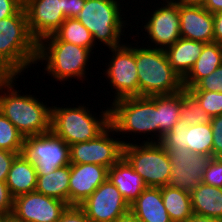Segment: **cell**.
Returning <instances> with one entry per match:
<instances>
[{
    "label": "cell",
    "mask_w": 222,
    "mask_h": 222,
    "mask_svg": "<svg viewBox=\"0 0 222 222\" xmlns=\"http://www.w3.org/2000/svg\"><path fill=\"white\" fill-rule=\"evenodd\" d=\"M18 78L19 76H0V112L24 138L49 132L51 106L43 102L44 97L41 101L36 95L22 94L16 86Z\"/></svg>",
    "instance_id": "cell-1"
},
{
    "label": "cell",
    "mask_w": 222,
    "mask_h": 222,
    "mask_svg": "<svg viewBox=\"0 0 222 222\" xmlns=\"http://www.w3.org/2000/svg\"><path fill=\"white\" fill-rule=\"evenodd\" d=\"M109 103L110 125L117 136L122 135L120 139L124 145L130 144L133 140L131 143H139L138 141L143 139L147 140H143L141 143H159L158 96L126 97L112 103L109 101ZM127 133L129 136L126 135ZM138 135L141 137L143 135V137L140 138ZM148 135L151 136L148 137ZM129 138L132 140L129 141Z\"/></svg>",
    "instance_id": "cell-2"
},
{
    "label": "cell",
    "mask_w": 222,
    "mask_h": 222,
    "mask_svg": "<svg viewBox=\"0 0 222 222\" xmlns=\"http://www.w3.org/2000/svg\"><path fill=\"white\" fill-rule=\"evenodd\" d=\"M37 46L38 42L28 28L24 6L16 14L1 19L0 76H23L24 72L31 69L32 64L35 69Z\"/></svg>",
    "instance_id": "cell-3"
},
{
    "label": "cell",
    "mask_w": 222,
    "mask_h": 222,
    "mask_svg": "<svg viewBox=\"0 0 222 222\" xmlns=\"http://www.w3.org/2000/svg\"><path fill=\"white\" fill-rule=\"evenodd\" d=\"M93 52L73 43L61 41L55 34L44 37L38 42L37 46V63L45 66L42 68L44 76L52 77L55 80L65 84L72 79H77L84 83L89 70V63L92 61ZM40 62V63H39ZM88 67V68H87ZM84 79V80H83Z\"/></svg>",
    "instance_id": "cell-4"
},
{
    "label": "cell",
    "mask_w": 222,
    "mask_h": 222,
    "mask_svg": "<svg viewBox=\"0 0 222 222\" xmlns=\"http://www.w3.org/2000/svg\"><path fill=\"white\" fill-rule=\"evenodd\" d=\"M134 41L139 96L173 95L181 92L184 89L183 80L170 65L165 50Z\"/></svg>",
    "instance_id": "cell-5"
},
{
    "label": "cell",
    "mask_w": 222,
    "mask_h": 222,
    "mask_svg": "<svg viewBox=\"0 0 222 222\" xmlns=\"http://www.w3.org/2000/svg\"><path fill=\"white\" fill-rule=\"evenodd\" d=\"M123 4L119 0H85V5L76 19L90 31L96 45L101 42L98 46L103 43L107 49L118 47L127 41L123 39L129 32L127 26L131 27V32L133 27L130 20L126 19L127 15L123 14L126 9L122 7L125 6Z\"/></svg>",
    "instance_id": "cell-6"
},
{
    "label": "cell",
    "mask_w": 222,
    "mask_h": 222,
    "mask_svg": "<svg viewBox=\"0 0 222 222\" xmlns=\"http://www.w3.org/2000/svg\"><path fill=\"white\" fill-rule=\"evenodd\" d=\"M65 103L66 107L65 104L51 106V131L69 146L96 138L110 125L109 107L101 108V114L97 115L85 103L76 107Z\"/></svg>",
    "instance_id": "cell-7"
},
{
    "label": "cell",
    "mask_w": 222,
    "mask_h": 222,
    "mask_svg": "<svg viewBox=\"0 0 222 222\" xmlns=\"http://www.w3.org/2000/svg\"><path fill=\"white\" fill-rule=\"evenodd\" d=\"M123 157L142 177L147 187L167 186L172 165L167 150L160 143L124 145Z\"/></svg>",
    "instance_id": "cell-8"
},
{
    "label": "cell",
    "mask_w": 222,
    "mask_h": 222,
    "mask_svg": "<svg viewBox=\"0 0 222 222\" xmlns=\"http://www.w3.org/2000/svg\"><path fill=\"white\" fill-rule=\"evenodd\" d=\"M157 1L161 4V6L158 3L156 4L157 6L151 5L153 6L151 7L153 8V11H148L147 13H145L148 17L146 16L140 18L146 19L141 20L144 25L142 24L141 26H138V23L136 21L137 18H135V24H137V29L138 27H142L141 29H138L139 31L141 30L140 32L144 34H142V36H145L141 37L144 38L142 40V44L149 43L148 45H145L156 49L166 50L168 47L173 45L178 39L181 38L179 2L175 0H162L163 2H159V0ZM143 30L146 33L143 32ZM145 39L147 42L145 41Z\"/></svg>",
    "instance_id": "cell-9"
},
{
    "label": "cell",
    "mask_w": 222,
    "mask_h": 222,
    "mask_svg": "<svg viewBox=\"0 0 222 222\" xmlns=\"http://www.w3.org/2000/svg\"><path fill=\"white\" fill-rule=\"evenodd\" d=\"M128 43V44H127ZM123 43L121 46L109 48L112 54L103 69L111 92L114 93V102L121 98L139 96V80L136 67L135 42ZM111 59V60H110ZM115 90V91H113Z\"/></svg>",
    "instance_id": "cell-10"
},
{
    "label": "cell",
    "mask_w": 222,
    "mask_h": 222,
    "mask_svg": "<svg viewBox=\"0 0 222 222\" xmlns=\"http://www.w3.org/2000/svg\"><path fill=\"white\" fill-rule=\"evenodd\" d=\"M20 154L34 165L37 175L50 174L70 164L69 145L51 130L25 137Z\"/></svg>",
    "instance_id": "cell-11"
},
{
    "label": "cell",
    "mask_w": 222,
    "mask_h": 222,
    "mask_svg": "<svg viewBox=\"0 0 222 222\" xmlns=\"http://www.w3.org/2000/svg\"><path fill=\"white\" fill-rule=\"evenodd\" d=\"M109 125L96 138L70 145V163L97 164L108 169L123 157L124 144ZM115 138H114V137Z\"/></svg>",
    "instance_id": "cell-12"
},
{
    "label": "cell",
    "mask_w": 222,
    "mask_h": 222,
    "mask_svg": "<svg viewBox=\"0 0 222 222\" xmlns=\"http://www.w3.org/2000/svg\"><path fill=\"white\" fill-rule=\"evenodd\" d=\"M172 165L167 186L192 192L203 181L204 171L213 156L192 153L189 149L165 148Z\"/></svg>",
    "instance_id": "cell-13"
},
{
    "label": "cell",
    "mask_w": 222,
    "mask_h": 222,
    "mask_svg": "<svg viewBox=\"0 0 222 222\" xmlns=\"http://www.w3.org/2000/svg\"><path fill=\"white\" fill-rule=\"evenodd\" d=\"M91 222H114L130 210V205L118 188L107 178L80 205Z\"/></svg>",
    "instance_id": "cell-14"
},
{
    "label": "cell",
    "mask_w": 222,
    "mask_h": 222,
    "mask_svg": "<svg viewBox=\"0 0 222 222\" xmlns=\"http://www.w3.org/2000/svg\"><path fill=\"white\" fill-rule=\"evenodd\" d=\"M68 206L34 191L14 198L12 215L21 222H57Z\"/></svg>",
    "instance_id": "cell-15"
},
{
    "label": "cell",
    "mask_w": 222,
    "mask_h": 222,
    "mask_svg": "<svg viewBox=\"0 0 222 222\" xmlns=\"http://www.w3.org/2000/svg\"><path fill=\"white\" fill-rule=\"evenodd\" d=\"M159 143L164 148H184L192 153L212 156L211 123L189 126L179 119L175 126L162 136Z\"/></svg>",
    "instance_id": "cell-16"
},
{
    "label": "cell",
    "mask_w": 222,
    "mask_h": 222,
    "mask_svg": "<svg viewBox=\"0 0 222 222\" xmlns=\"http://www.w3.org/2000/svg\"><path fill=\"white\" fill-rule=\"evenodd\" d=\"M30 34L39 42L54 34L65 21L63 0H24Z\"/></svg>",
    "instance_id": "cell-17"
},
{
    "label": "cell",
    "mask_w": 222,
    "mask_h": 222,
    "mask_svg": "<svg viewBox=\"0 0 222 222\" xmlns=\"http://www.w3.org/2000/svg\"><path fill=\"white\" fill-rule=\"evenodd\" d=\"M69 206H80L108 178V168L97 164H72Z\"/></svg>",
    "instance_id": "cell-18"
},
{
    "label": "cell",
    "mask_w": 222,
    "mask_h": 222,
    "mask_svg": "<svg viewBox=\"0 0 222 222\" xmlns=\"http://www.w3.org/2000/svg\"><path fill=\"white\" fill-rule=\"evenodd\" d=\"M179 19L182 38L203 43L214 42L213 14L202 5L179 3Z\"/></svg>",
    "instance_id": "cell-19"
},
{
    "label": "cell",
    "mask_w": 222,
    "mask_h": 222,
    "mask_svg": "<svg viewBox=\"0 0 222 222\" xmlns=\"http://www.w3.org/2000/svg\"><path fill=\"white\" fill-rule=\"evenodd\" d=\"M108 179L118 188L129 205L147 187L142 177L134 171L124 157L108 169Z\"/></svg>",
    "instance_id": "cell-20"
},
{
    "label": "cell",
    "mask_w": 222,
    "mask_h": 222,
    "mask_svg": "<svg viewBox=\"0 0 222 222\" xmlns=\"http://www.w3.org/2000/svg\"><path fill=\"white\" fill-rule=\"evenodd\" d=\"M130 210L141 222H172L164 207L161 187H146L130 204Z\"/></svg>",
    "instance_id": "cell-21"
},
{
    "label": "cell",
    "mask_w": 222,
    "mask_h": 222,
    "mask_svg": "<svg viewBox=\"0 0 222 222\" xmlns=\"http://www.w3.org/2000/svg\"><path fill=\"white\" fill-rule=\"evenodd\" d=\"M203 42L180 38L165 52L175 72L182 78L188 75L204 47Z\"/></svg>",
    "instance_id": "cell-22"
},
{
    "label": "cell",
    "mask_w": 222,
    "mask_h": 222,
    "mask_svg": "<svg viewBox=\"0 0 222 222\" xmlns=\"http://www.w3.org/2000/svg\"><path fill=\"white\" fill-rule=\"evenodd\" d=\"M6 184L13 198L34 192L37 186V172L34 165L18 154L12 162Z\"/></svg>",
    "instance_id": "cell-23"
},
{
    "label": "cell",
    "mask_w": 222,
    "mask_h": 222,
    "mask_svg": "<svg viewBox=\"0 0 222 222\" xmlns=\"http://www.w3.org/2000/svg\"><path fill=\"white\" fill-rule=\"evenodd\" d=\"M222 64V45L217 42L205 43L201 55L183 79L185 90L194 87L202 78L207 77Z\"/></svg>",
    "instance_id": "cell-24"
},
{
    "label": "cell",
    "mask_w": 222,
    "mask_h": 222,
    "mask_svg": "<svg viewBox=\"0 0 222 222\" xmlns=\"http://www.w3.org/2000/svg\"><path fill=\"white\" fill-rule=\"evenodd\" d=\"M194 214L222 220V188L201 183L190 192Z\"/></svg>",
    "instance_id": "cell-25"
},
{
    "label": "cell",
    "mask_w": 222,
    "mask_h": 222,
    "mask_svg": "<svg viewBox=\"0 0 222 222\" xmlns=\"http://www.w3.org/2000/svg\"><path fill=\"white\" fill-rule=\"evenodd\" d=\"M70 164L46 175H37L36 192L59 199L69 205Z\"/></svg>",
    "instance_id": "cell-26"
},
{
    "label": "cell",
    "mask_w": 222,
    "mask_h": 222,
    "mask_svg": "<svg viewBox=\"0 0 222 222\" xmlns=\"http://www.w3.org/2000/svg\"><path fill=\"white\" fill-rule=\"evenodd\" d=\"M164 207L172 222H186L193 214L190 193L172 188L161 187Z\"/></svg>",
    "instance_id": "cell-27"
},
{
    "label": "cell",
    "mask_w": 222,
    "mask_h": 222,
    "mask_svg": "<svg viewBox=\"0 0 222 222\" xmlns=\"http://www.w3.org/2000/svg\"><path fill=\"white\" fill-rule=\"evenodd\" d=\"M182 91L173 95L158 96L159 141L180 119Z\"/></svg>",
    "instance_id": "cell-28"
},
{
    "label": "cell",
    "mask_w": 222,
    "mask_h": 222,
    "mask_svg": "<svg viewBox=\"0 0 222 222\" xmlns=\"http://www.w3.org/2000/svg\"><path fill=\"white\" fill-rule=\"evenodd\" d=\"M54 34L61 41L88 48L93 51V53L95 52L94 48L98 47L96 46L90 31L76 18L65 19Z\"/></svg>",
    "instance_id": "cell-29"
},
{
    "label": "cell",
    "mask_w": 222,
    "mask_h": 222,
    "mask_svg": "<svg viewBox=\"0 0 222 222\" xmlns=\"http://www.w3.org/2000/svg\"><path fill=\"white\" fill-rule=\"evenodd\" d=\"M180 119L189 126L211 122V116L201 108L197 99L185 89L182 90Z\"/></svg>",
    "instance_id": "cell-30"
},
{
    "label": "cell",
    "mask_w": 222,
    "mask_h": 222,
    "mask_svg": "<svg viewBox=\"0 0 222 222\" xmlns=\"http://www.w3.org/2000/svg\"><path fill=\"white\" fill-rule=\"evenodd\" d=\"M24 137L19 130L0 112V149L20 154Z\"/></svg>",
    "instance_id": "cell-31"
},
{
    "label": "cell",
    "mask_w": 222,
    "mask_h": 222,
    "mask_svg": "<svg viewBox=\"0 0 222 222\" xmlns=\"http://www.w3.org/2000/svg\"><path fill=\"white\" fill-rule=\"evenodd\" d=\"M201 108L211 117L222 114V93L204 90H188Z\"/></svg>",
    "instance_id": "cell-32"
},
{
    "label": "cell",
    "mask_w": 222,
    "mask_h": 222,
    "mask_svg": "<svg viewBox=\"0 0 222 222\" xmlns=\"http://www.w3.org/2000/svg\"><path fill=\"white\" fill-rule=\"evenodd\" d=\"M203 183L222 188V158L212 157L204 171Z\"/></svg>",
    "instance_id": "cell-33"
},
{
    "label": "cell",
    "mask_w": 222,
    "mask_h": 222,
    "mask_svg": "<svg viewBox=\"0 0 222 222\" xmlns=\"http://www.w3.org/2000/svg\"><path fill=\"white\" fill-rule=\"evenodd\" d=\"M187 90H204L222 93V64L207 77L202 78L194 87Z\"/></svg>",
    "instance_id": "cell-34"
},
{
    "label": "cell",
    "mask_w": 222,
    "mask_h": 222,
    "mask_svg": "<svg viewBox=\"0 0 222 222\" xmlns=\"http://www.w3.org/2000/svg\"><path fill=\"white\" fill-rule=\"evenodd\" d=\"M210 123L213 133L212 156L222 158V114L211 117Z\"/></svg>",
    "instance_id": "cell-35"
},
{
    "label": "cell",
    "mask_w": 222,
    "mask_h": 222,
    "mask_svg": "<svg viewBox=\"0 0 222 222\" xmlns=\"http://www.w3.org/2000/svg\"><path fill=\"white\" fill-rule=\"evenodd\" d=\"M57 222H91L80 206H68Z\"/></svg>",
    "instance_id": "cell-36"
},
{
    "label": "cell",
    "mask_w": 222,
    "mask_h": 222,
    "mask_svg": "<svg viewBox=\"0 0 222 222\" xmlns=\"http://www.w3.org/2000/svg\"><path fill=\"white\" fill-rule=\"evenodd\" d=\"M13 202L14 198L10 194L6 182H0V215H12Z\"/></svg>",
    "instance_id": "cell-37"
},
{
    "label": "cell",
    "mask_w": 222,
    "mask_h": 222,
    "mask_svg": "<svg viewBox=\"0 0 222 222\" xmlns=\"http://www.w3.org/2000/svg\"><path fill=\"white\" fill-rule=\"evenodd\" d=\"M17 155L16 152L0 149V182H6L12 162Z\"/></svg>",
    "instance_id": "cell-38"
},
{
    "label": "cell",
    "mask_w": 222,
    "mask_h": 222,
    "mask_svg": "<svg viewBox=\"0 0 222 222\" xmlns=\"http://www.w3.org/2000/svg\"><path fill=\"white\" fill-rule=\"evenodd\" d=\"M24 6V0H0V20L16 14Z\"/></svg>",
    "instance_id": "cell-39"
},
{
    "label": "cell",
    "mask_w": 222,
    "mask_h": 222,
    "mask_svg": "<svg viewBox=\"0 0 222 222\" xmlns=\"http://www.w3.org/2000/svg\"><path fill=\"white\" fill-rule=\"evenodd\" d=\"M85 5V0H63L65 18H76Z\"/></svg>",
    "instance_id": "cell-40"
},
{
    "label": "cell",
    "mask_w": 222,
    "mask_h": 222,
    "mask_svg": "<svg viewBox=\"0 0 222 222\" xmlns=\"http://www.w3.org/2000/svg\"><path fill=\"white\" fill-rule=\"evenodd\" d=\"M214 42L222 45V11L213 14Z\"/></svg>",
    "instance_id": "cell-41"
},
{
    "label": "cell",
    "mask_w": 222,
    "mask_h": 222,
    "mask_svg": "<svg viewBox=\"0 0 222 222\" xmlns=\"http://www.w3.org/2000/svg\"><path fill=\"white\" fill-rule=\"evenodd\" d=\"M201 5L212 14L222 11V0H204Z\"/></svg>",
    "instance_id": "cell-42"
},
{
    "label": "cell",
    "mask_w": 222,
    "mask_h": 222,
    "mask_svg": "<svg viewBox=\"0 0 222 222\" xmlns=\"http://www.w3.org/2000/svg\"><path fill=\"white\" fill-rule=\"evenodd\" d=\"M114 222H141V221L131 210H128L124 214L120 215Z\"/></svg>",
    "instance_id": "cell-43"
},
{
    "label": "cell",
    "mask_w": 222,
    "mask_h": 222,
    "mask_svg": "<svg viewBox=\"0 0 222 222\" xmlns=\"http://www.w3.org/2000/svg\"><path fill=\"white\" fill-rule=\"evenodd\" d=\"M186 222H222V220L193 213Z\"/></svg>",
    "instance_id": "cell-44"
},
{
    "label": "cell",
    "mask_w": 222,
    "mask_h": 222,
    "mask_svg": "<svg viewBox=\"0 0 222 222\" xmlns=\"http://www.w3.org/2000/svg\"><path fill=\"white\" fill-rule=\"evenodd\" d=\"M182 4H195V5H201L204 0H175Z\"/></svg>",
    "instance_id": "cell-45"
},
{
    "label": "cell",
    "mask_w": 222,
    "mask_h": 222,
    "mask_svg": "<svg viewBox=\"0 0 222 222\" xmlns=\"http://www.w3.org/2000/svg\"><path fill=\"white\" fill-rule=\"evenodd\" d=\"M3 222H21L17 220L13 215L4 216L3 215Z\"/></svg>",
    "instance_id": "cell-46"
},
{
    "label": "cell",
    "mask_w": 222,
    "mask_h": 222,
    "mask_svg": "<svg viewBox=\"0 0 222 222\" xmlns=\"http://www.w3.org/2000/svg\"><path fill=\"white\" fill-rule=\"evenodd\" d=\"M0 222H3V215H0Z\"/></svg>",
    "instance_id": "cell-47"
},
{
    "label": "cell",
    "mask_w": 222,
    "mask_h": 222,
    "mask_svg": "<svg viewBox=\"0 0 222 222\" xmlns=\"http://www.w3.org/2000/svg\"><path fill=\"white\" fill-rule=\"evenodd\" d=\"M119 1H122V2L124 1V3H125V0H119ZM139 2H141V5H142L143 0L142 1L140 0Z\"/></svg>",
    "instance_id": "cell-48"
}]
</instances>
